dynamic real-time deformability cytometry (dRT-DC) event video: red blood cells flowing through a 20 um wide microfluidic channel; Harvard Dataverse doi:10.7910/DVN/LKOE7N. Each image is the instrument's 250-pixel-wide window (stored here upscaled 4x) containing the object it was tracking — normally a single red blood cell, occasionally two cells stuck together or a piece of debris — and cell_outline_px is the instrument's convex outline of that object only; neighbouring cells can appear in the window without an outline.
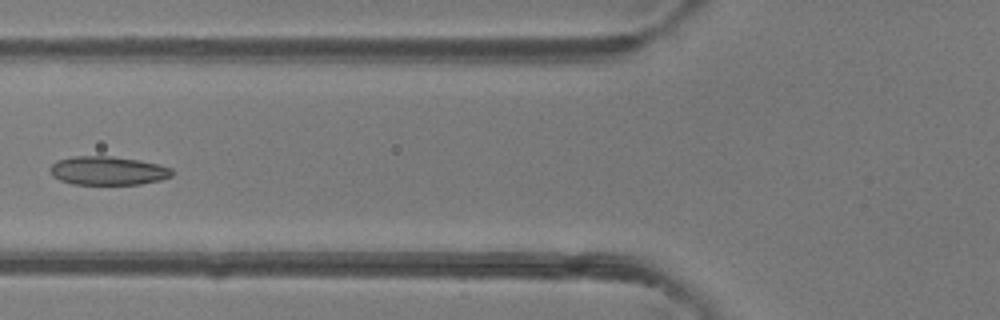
{"species": "common noctule bat (a hibernating species)", "species_latin": "Nyctalus noctula", "temperature_condition": "room temperature", "stored_images_in_passage": 6, "camera_frame_rate_fps": 3000, "um_per_image_px": 0.085, "animal": {"sex": "female"}, "frame": {"image": 1, "passage_image": 6, "time_ms": 1.667, "image_size_px": [1000, 320], "cell_outline_px": [[172, 176], [160, 180], [140, 184], [72, 184], [60, 180], [52, 176], [48, 168], [56, 160], [72, 156], [112, 156], [140, 160], [160, 164], [172, 168]], "centroid_in_image_um": [9.15, 14.5], "position_along_channel_um": 116.7, "area_um2": 20.58}}